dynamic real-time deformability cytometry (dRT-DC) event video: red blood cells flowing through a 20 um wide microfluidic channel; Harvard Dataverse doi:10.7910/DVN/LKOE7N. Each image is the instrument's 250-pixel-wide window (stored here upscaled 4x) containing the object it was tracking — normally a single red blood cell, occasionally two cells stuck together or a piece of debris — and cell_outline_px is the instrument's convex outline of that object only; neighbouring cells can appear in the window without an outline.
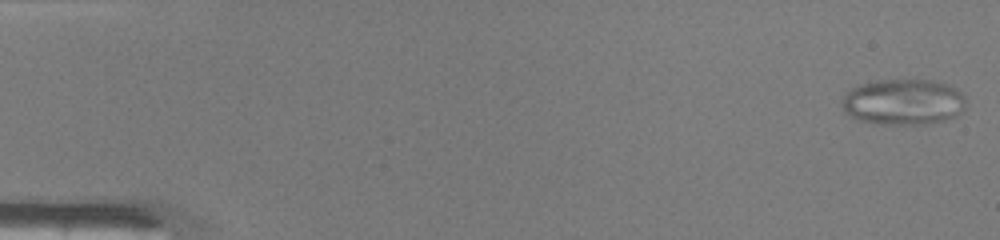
{"species": "common noctule bat (a hibernating species)", "species_latin": "Nyctalus noctula", "temperature_condition": "warm", "stored_images_in_passage": 47, "segment_of_instrument_passage": [1, 2], "camera_frame_rate_fps": 3000, "um_per_image_px": 0.085, "animal": {"sex": "male", "body_mass_g": 19.0, "forearm_length_mm": 50.8}, "frame": {"image": 1, "passage_image": 1, "time_ms": 0.0, "image_size_px": [1000, 240], "cell_outline_px": [[964, 108], [956, 116], [944, 120], [924, 124], [884, 124], [856, 120], [844, 112], [844, 96], [852, 88], [860, 84], [876, 80], [932, 80], [948, 84], [956, 88], [964, 96]], "centroid_in_image_um": [76.79, 8.66], "position_along_channel_um": 8.2, "area_um2": 33.0}}